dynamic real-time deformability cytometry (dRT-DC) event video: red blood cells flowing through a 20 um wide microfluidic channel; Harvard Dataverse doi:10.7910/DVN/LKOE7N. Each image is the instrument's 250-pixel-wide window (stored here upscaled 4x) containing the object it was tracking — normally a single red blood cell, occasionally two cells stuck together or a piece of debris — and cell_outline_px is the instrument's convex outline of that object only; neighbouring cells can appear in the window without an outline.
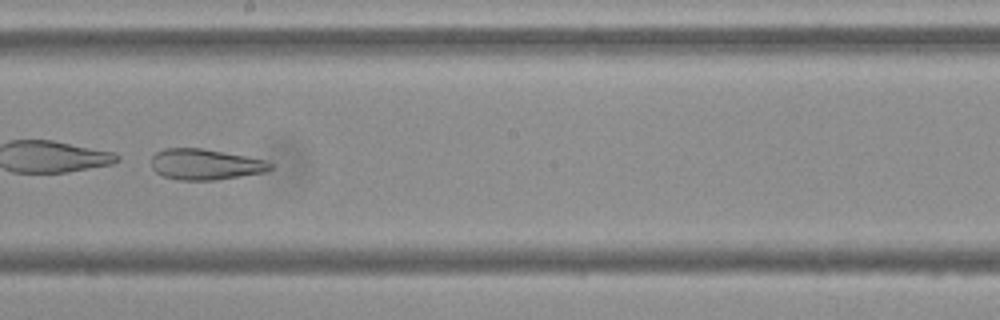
{"species": "Egyptian fruit bat (a non-hibernating species)", "species_latin": "Rousettus aegyptiacus", "temperature_condition": "cold", "stored_images_in_passage": 54, "camera_frame_rate_fps": 3000, "um_per_image_px": 0.085, "frame": {"image": 1, "passage_image": 31, "time_ms": 10.0, "image_size_px": [1000, 320], "cell_outline_px": [[272, 168], [264, 172], [240, 176], [212, 180], [180, 180], [164, 176], [156, 172], [152, 168], [152, 156], [156, 152], [164, 148], [200, 148], [268, 160], [272, 164]], "centroid_in_image_um": [17.44, 13.97], "position_along_channel_um": 230.8, "area_um2": 21.21}}